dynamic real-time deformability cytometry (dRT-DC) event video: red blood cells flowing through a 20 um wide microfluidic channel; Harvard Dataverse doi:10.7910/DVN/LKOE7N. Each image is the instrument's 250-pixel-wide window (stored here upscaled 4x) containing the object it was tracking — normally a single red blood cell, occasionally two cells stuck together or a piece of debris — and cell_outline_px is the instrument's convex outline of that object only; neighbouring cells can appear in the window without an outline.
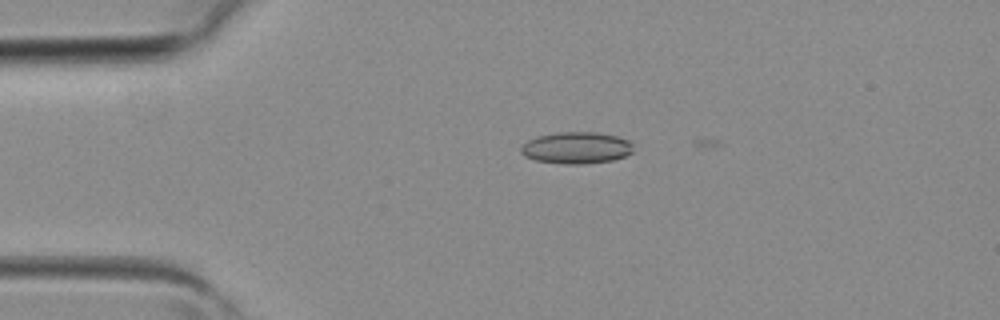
{"species": "common noctule bat (a hibernating species)", "species_latin": "Nyctalus noctula", "temperature_condition": "room temperature", "stored_images_in_passage": 3, "camera_frame_rate_fps": 3000, "um_per_image_px": 0.085, "animal": {"sex": "female", "body_mass_g": 19.3, "forearm_length_mm": 54.1}, "frame": {"image": 1, "passage_image": 2, "time_ms": 0.333, "image_size_px": [1000, 320], "cell_outline_px": [[636, 152], [612, 160], [580, 164], [564, 164], [536, 160], [524, 156], [520, 152], [520, 144], [536, 136], [556, 132], [596, 132], [616, 136], [628, 140], [632, 144]], "centroid_in_image_um": [48.97, 12.56], "position_along_channel_um": 36.0, "area_um2": 20.98}}